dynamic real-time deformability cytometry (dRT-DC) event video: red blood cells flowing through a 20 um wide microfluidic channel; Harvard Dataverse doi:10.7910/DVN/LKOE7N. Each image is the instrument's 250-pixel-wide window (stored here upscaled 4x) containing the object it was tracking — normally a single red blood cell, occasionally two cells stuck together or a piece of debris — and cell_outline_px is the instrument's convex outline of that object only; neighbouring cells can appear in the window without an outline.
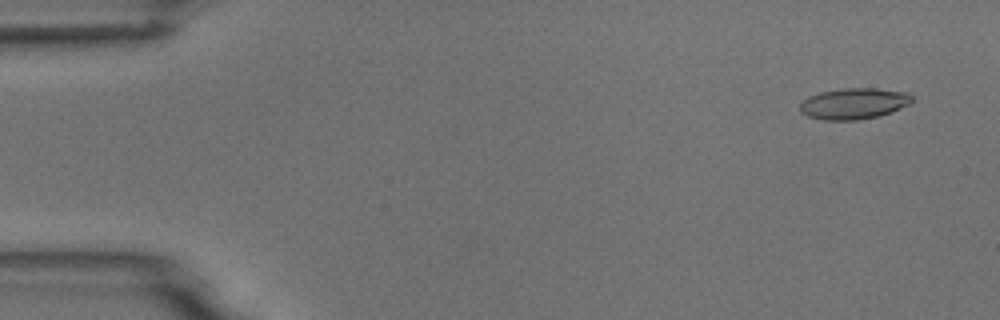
{"species": "common noctule bat (a hibernating species)", "species_latin": "Nyctalus noctula", "temperature_condition": "room temperature", "stored_images_in_passage": 54, "camera_frame_rate_fps": 3000, "um_per_image_px": 0.085, "animal": {"sex": "male", "body_mass_g": 18.8}, "frame": {"image": 1, "passage_image": 3, "time_ms": 0.667, "image_size_px": [1000, 320], "cell_outline_px": [[912, 100], [908, 104], [892, 112], [880, 116], [856, 120], [824, 120], [808, 116], [800, 112], [800, 104], [808, 96], [820, 92], [840, 88], [876, 88], [908, 92], [912, 96]], "centroid_in_image_um": [72.57, 8.8], "position_along_channel_um": 12.4, "area_um2": 20.4}}
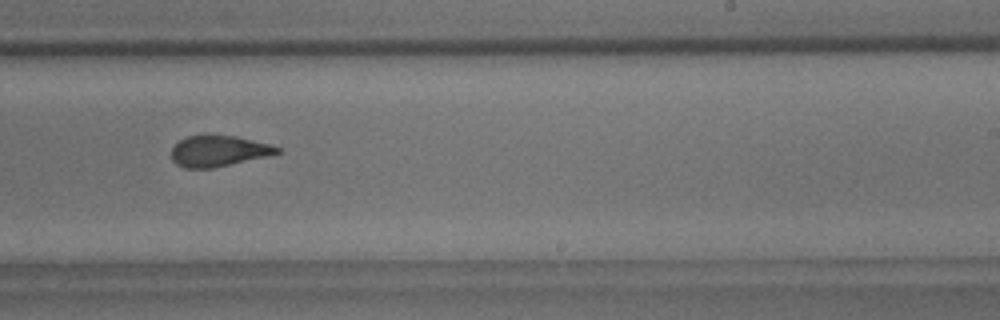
{"frame": {"image": 2, "passage_image": 33, "time_ms": 10.667, "image_size_px": [1000, 320], "cell_outline_px": [[280, 152], [272, 156], [212, 168], [184, 168], [176, 164], [172, 160], [172, 148], [180, 140], [188, 136], [236, 136], [268, 144], [280, 148]], "centroid_in_image_um": [18.6, 12.86], "position_along_channel_um": 270.4, "area_um2": 18.9}}
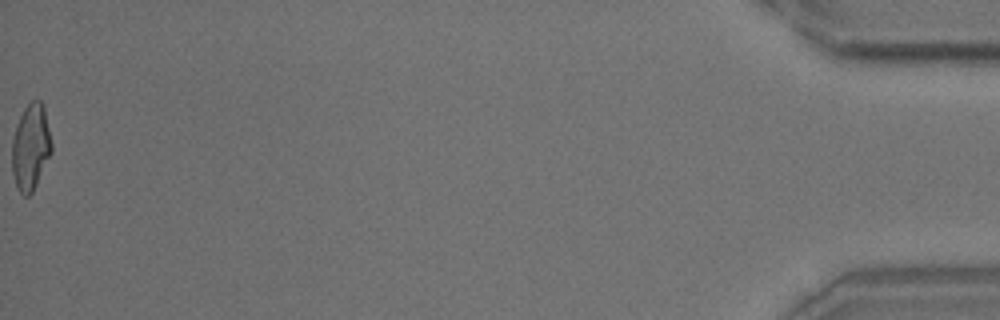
{"frame": {"image": 3, "passage_image": 54, "time_ms": 17.667, "image_size_px": [1000, 320], "cell_outline_px": [[52, 152], [32, 192], [28, 196], [24, 196], [16, 188], [12, 172], [12, 140], [16, 124], [24, 108], [32, 100], [40, 100], [44, 104], [52, 144]], "centroid_in_image_um": [2.6, 12.49], "position_along_channel_um": 432.6, "area_um2": 20.0}, "authors_computed_cell_mechanics": {"area_um2": 20.1144, "velocity_mm_per_s": 3.7436, "shape_relaxation_time_tau1_ms": 5.3895, "shape_relaxation_time_tau2_ms": 1.8836, "deformation_change_tau1": 0.1867, "deformation_change_tau2": 0.1018}}